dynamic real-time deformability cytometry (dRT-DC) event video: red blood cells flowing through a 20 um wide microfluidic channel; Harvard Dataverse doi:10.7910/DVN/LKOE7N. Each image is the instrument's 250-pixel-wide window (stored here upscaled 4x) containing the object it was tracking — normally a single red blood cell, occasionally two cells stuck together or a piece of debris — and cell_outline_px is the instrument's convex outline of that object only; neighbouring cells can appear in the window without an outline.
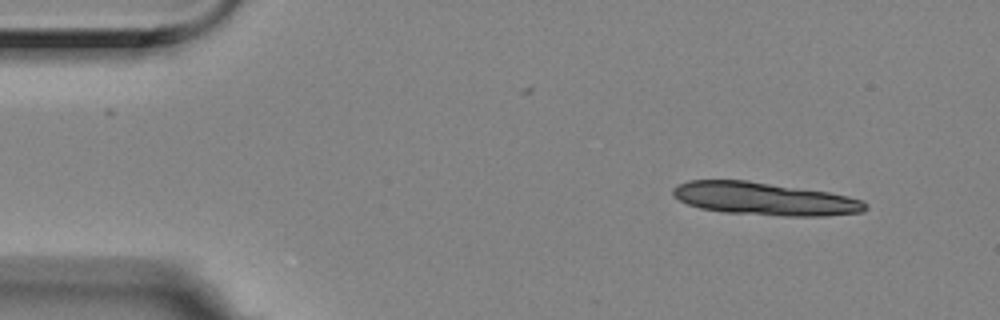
{"species": "Egyptian fruit bat (a non-hibernating species)", "species_latin": "Rousettus aegyptiacus", "temperature_condition": "room temperature", "stored_images_in_passage": 5, "segment_of_instrument_passage": [1, 2], "camera_frame_rate_fps": 3000, "um_per_image_px": 0.085, "animal": {"sex": "female"}, "frame": {"image": 1, "passage_image": 1, "time_ms": 0.0, "image_size_px": [1000, 320], "cell_outline_px": [[868, 208], [864, 212], [824, 216], [784, 216], [724, 212], [700, 208], [688, 204], [672, 196], [672, 188], [688, 180], [748, 180], [828, 192], [848, 196], [864, 200], [868, 204]], "centroid_in_image_um": [65.01, 16.9], "position_along_channel_um": 20.0, "area_um2": 36.93}}